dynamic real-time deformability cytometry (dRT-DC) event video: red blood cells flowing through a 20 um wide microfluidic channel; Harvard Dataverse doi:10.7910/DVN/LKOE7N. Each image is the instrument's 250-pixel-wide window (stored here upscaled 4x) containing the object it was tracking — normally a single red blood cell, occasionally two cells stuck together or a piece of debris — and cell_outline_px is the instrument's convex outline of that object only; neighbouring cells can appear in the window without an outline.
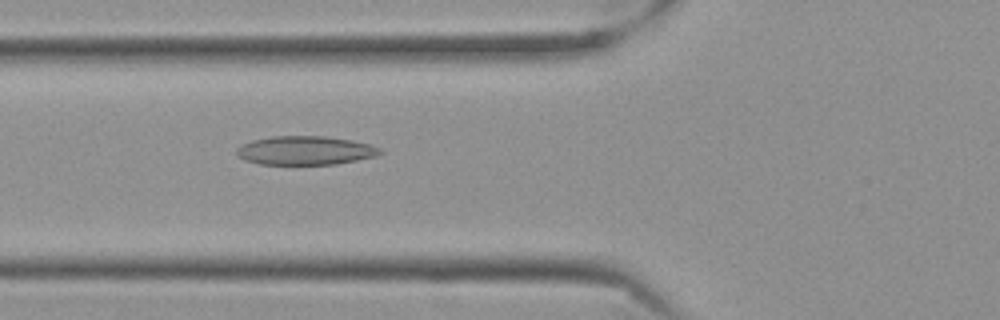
{"species": "Egyptian fruit bat (a non-hibernating species)", "species_latin": "Rousettus aegyptiacus", "temperature_condition": "cold", "stored_images_in_passage": 51, "camera_frame_rate_fps": 3000, "um_per_image_px": 0.085, "frame": {"image": 1, "passage_image": 15, "time_ms": 4.667, "image_size_px": [1000, 320], "cell_outline_px": [[384, 152], [376, 156], [336, 164], [260, 164], [244, 160], [236, 156], [236, 148], [240, 144], [252, 140], [272, 136], [324, 136], [352, 140], [372, 144], [380, 148]], "centroid_in_image_um": [25.93, 12.78], "position_along_channel_um": 99.9, "area_um2": 24.28}}
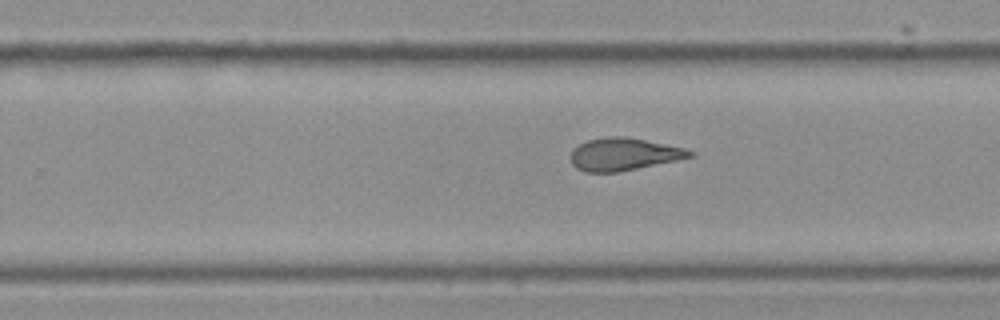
{"frame": {"image": 2, "passage_image": 30, "time_ms": 9.667, "image_size_px": [1000, 320], "cell_outline_px": [[696, 156], [616, 172], [588, 172], [576, 168], [572, 164], [572, 148], [588, 140], [612, 136], [624, 136], [684, 148], [692, 152]], "centroid_in_image_um": [53.0, 13.11], "position_along_channel_um": 276.8, "area_um2": 22.08}}
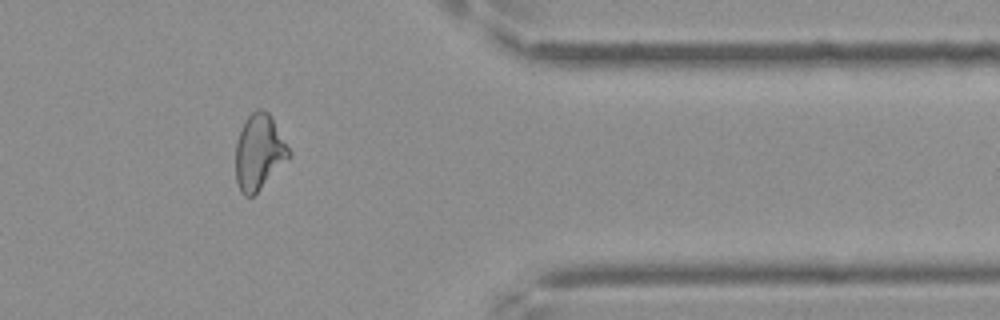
{"frame": {"image": 3, "passage_image": 41, "time_ms": 13.333, "image_size_px": [1000, 320], "cell_outline_px": [[292, 156], [252, 196], [244, 196], [240, 192], [236, 180], [236, 140], [244, 120], [256, 108], [260, 108], [268, 112], [272, 116], [292, 152]], "centroid_in_image_um": [22.03, 12.89], "position_along_channel_um": 389.4, "area_um2": 23.64}, "authors_computed_cell_mechanics": {"area_um2": 23.6402, "velocity_mm_per_s": 3.5236, "shape_relaxation_time_tau1_ms": null, "shape_relaxation_time_tau2_ms": 3.6355, "deformation_change_tau1": null, "deformation_change_tau2": 0.1201}}